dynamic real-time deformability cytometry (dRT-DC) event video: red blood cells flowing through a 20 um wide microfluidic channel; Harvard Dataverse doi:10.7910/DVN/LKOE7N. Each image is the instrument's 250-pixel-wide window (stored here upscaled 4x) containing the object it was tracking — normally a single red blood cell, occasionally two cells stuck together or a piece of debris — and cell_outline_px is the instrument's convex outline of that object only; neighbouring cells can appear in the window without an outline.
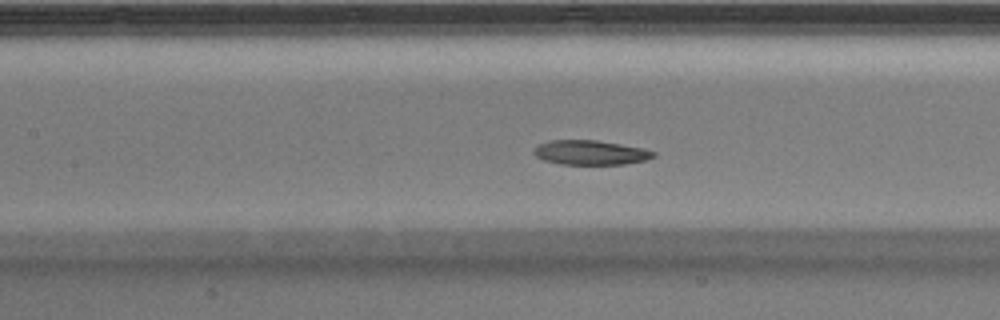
{"species": "Egyptian fruit bat (a non-hibernating species)", "species_latin": "Rousettus aegyptiacus", "temperature_condition": "warm", "stored_images_in_passage": 42, "segment_of_instrument_passage": [1, 2], "camera_frame_rate_fps": 3000, "um_per_image_px": 0.085, "animal": {"sex": "male"}, "frame": {"image": 1, "passage_image": 18, "time_ms": 5.667, "image_size_px": [1000, 320], "cell_outline_px": [[656, 156], [644, 160], [624, 164], [560, 164], [544, 160], [536, 156], [532, 152], [540, 144], [548, 140], [596, 140], [644, 148], [656, 152]], "centroid_in_image_um": [50.2, 12.96], "position_along_channel_um": 157.2, "area_um2": 16.99}}
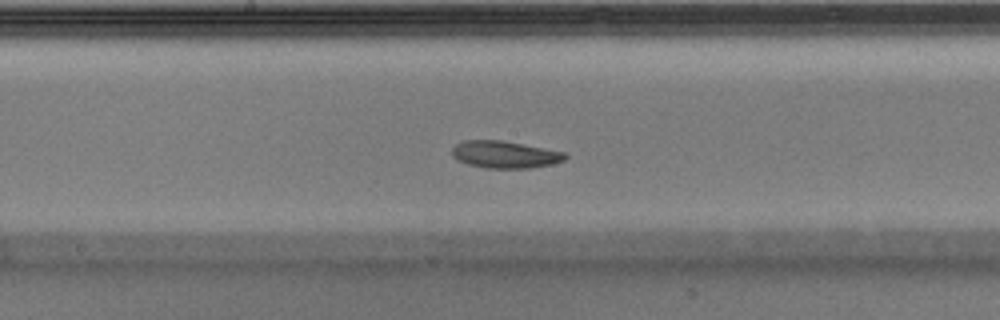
{"frame": {"image": 2, "passage_image": 21, "time_ms": 6.667, "image_size_px": [1000, 320], "cell_outline_px": [[568, 156], [564, 160], [552, 164], [532, 168], [484, 168], [468, 164], [456, 160], [452, 156], [452, 148], [456, 144], [464, 140], [500, 140], [564, 152]], "centroid_in_image_um": [42.88, 13.14], "position_along_channel_um": 205.3, "area_um2": 17.86}}
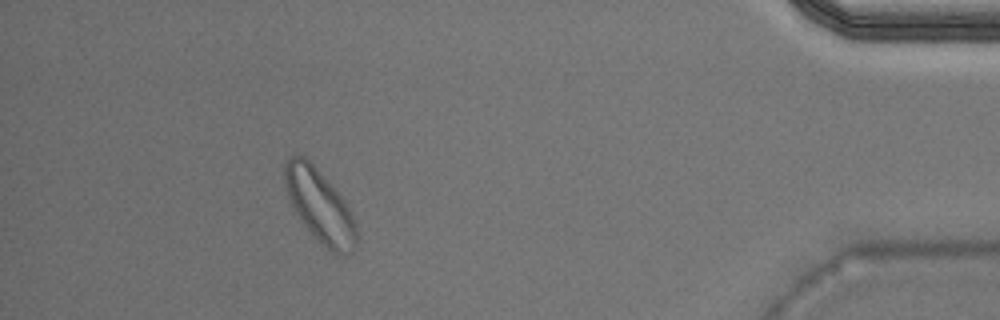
{"frame": {"image": 3, "passage_image": 37, "time_ms": 12.0, "image_size_px": [1000, 320], "cell_outline_px": [[356, 248], [352, 252], [344, 256], [336, 256], [300, 220], [288, 196], [284, 184], [284, 164], [288, 156], [304, 156], [324, 176], [344, 200], [356, 224]], "centroid_in_image_um": [27.18, 17.5], "position_along_channel_um": 408.0, "area_um2": 29.94}}